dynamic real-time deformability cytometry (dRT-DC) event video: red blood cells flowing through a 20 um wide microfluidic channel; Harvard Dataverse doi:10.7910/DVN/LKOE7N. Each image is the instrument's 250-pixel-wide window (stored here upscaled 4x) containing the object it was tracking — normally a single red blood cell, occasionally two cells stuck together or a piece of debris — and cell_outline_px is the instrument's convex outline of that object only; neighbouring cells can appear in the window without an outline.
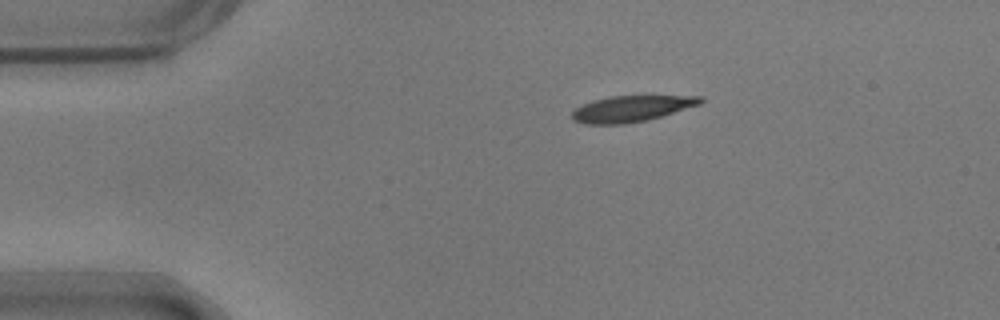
{"species": "common noctule bat (a hibernating species)", "species_latin": "Nyctalus noctula", "temperature_condition": "warm", "stored_images_in_passage": 45, "camera_frame_rate_fps": 3000, "um_per_image_px": 0.085, "animal": {"sex": "male", "body_mass_g": 17.9}, "frame": {"image": 1, "passage_image": 1, "time_ms": 0.0, "image_size_px": [1000, 320], "cell_outline_px": [[704, 100], [700, 104], [648, 120], [624, 124], [584, 124], [572, 120], [572, 112], [576, 108], [592, 100], [608, 96], [704, 96]], "centroid_in_image_um": [53.65, 9.24], "position_along_channel_um": 31.3, "area_um2": 19.48}}
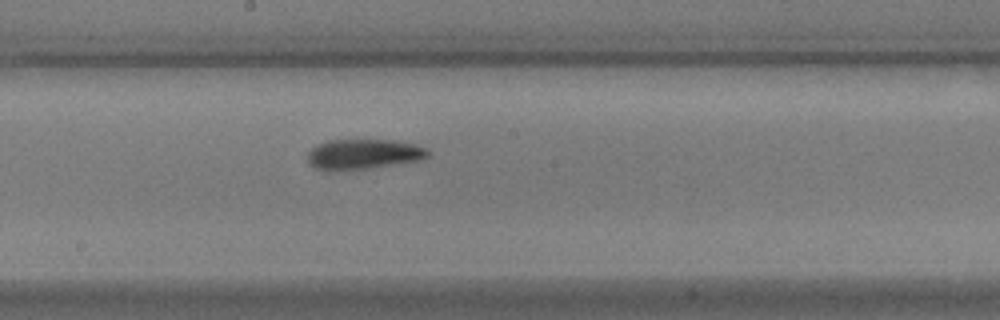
{"frame": {"image": 2, "passage_image": 20, "time_ms": 6.333, "image_size_px": [1000, 320], "cell_outline_px": [[432, 156], [420, 160], [372, 168], [328, 172], [316, 168], [308, 164], [308, 152], [316, 144], [328, 140], [392, 140], [416, 144], [428, 148], [432, 152]], "centroid_in_image_um": [30.92, 13.12], "position_along_channel_um": 217.3, "area_um2": 21.73}}
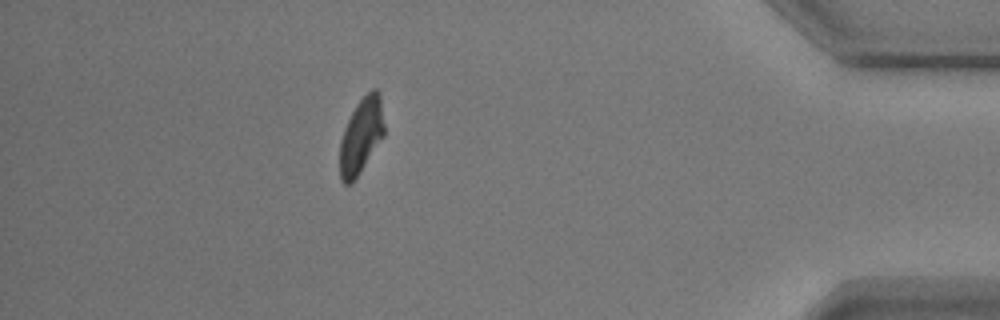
{"frame": {"image": 3, "passage_image": 39, "time_ms": 12.667, "image_size_px": [1000, 320], "cell_outline_px": [[384, 136], [352, 184], [344, 184], [340, 180], [340, 140], [344, 128], [356, 104], [372, 88], [376, 88], [380, 92], [384, 124]], "centroid_in_image_um": [30.7, 11.54], "position_along_channel_um": 404.5, "area_um2": 19.59}, "authors_computed_cell_mechanics": {"area_um2": 20.6346, "velocity_mm_per_s": 3.6884, "shape_relaxation_time_tau1_ms": 4.0739, "shape_relaxation_time_tau2_ms": 4.2769, "deformation_change_tau1": 0.1508, "deformation_change_tau2": 0.1242}}